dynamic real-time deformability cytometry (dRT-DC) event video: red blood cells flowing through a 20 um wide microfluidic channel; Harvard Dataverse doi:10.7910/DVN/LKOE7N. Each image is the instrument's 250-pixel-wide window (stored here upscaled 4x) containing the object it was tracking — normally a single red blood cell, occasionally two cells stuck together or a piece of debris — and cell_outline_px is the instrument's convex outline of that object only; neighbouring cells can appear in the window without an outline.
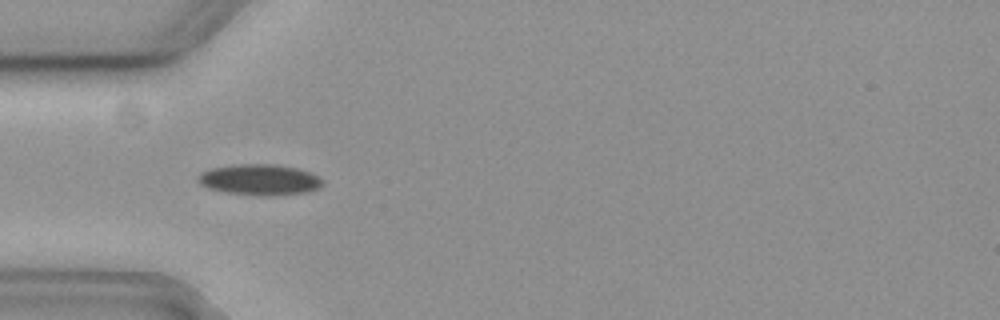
{"species": "common noctule bat (a hibernating species)", "species_latin": "Nyctalus noctula", "temperature_condition": "cold", "stored_images_in_passage": 7, "camera_frame_rate_fps": 3000, "um_per_image_px": 0.085, "animal": {"sex": "female", "body_mass_g": 19.3, "forearm_length_mm": 54.1}, "frame": {"image": 1, "passage_image": 1, "time_ms": 0.0, "image_size_px": [1000, 320], "cell_outline_px": [[324, 184], [320, 188], [308, 192], [276, 196], [260, 196], [224, 192], [208, 188], [200, 184], [196, 180], [196, 176], [200, 172], [212, 168], [240, 164], [276, 164], [296, 168], [308, 172], [324, 180]], "centroid_in_image_um": [22.06, 15.29], "position_along_channel_um": 62.9, "area_um2": 22.72}}